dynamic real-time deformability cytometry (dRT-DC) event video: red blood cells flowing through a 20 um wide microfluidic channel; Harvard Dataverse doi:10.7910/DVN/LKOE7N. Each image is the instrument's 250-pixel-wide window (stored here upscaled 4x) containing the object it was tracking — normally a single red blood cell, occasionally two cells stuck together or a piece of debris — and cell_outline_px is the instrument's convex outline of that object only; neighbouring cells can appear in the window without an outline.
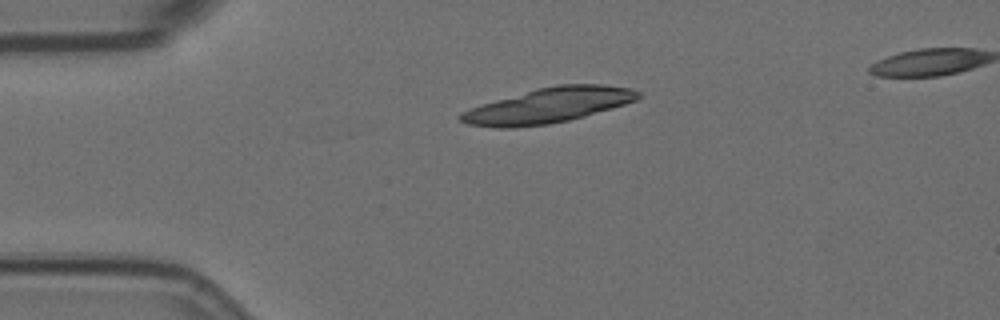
{"species": "Egyptian fruit bat (a non-hibernating species)", "species_latin": "Rousettus aegyptiacus", "temperature_condition": "room temperature", "stored_images_in_passage": 2, "segment_of_instrument_passage": [1, 2], "camera_frame_rate_fps": 3000, "um_per_image_px": 0.085, "animal": {"sex": "female"}, "frame": {"image": 1, "passage_image": 1, "time_ms": 0.0, "image_size_px": [1000, 320], "cell_outline_px": [[644, 96], [636, 100], [612, 108], [584, 116], [568, 120], [548, 124], [512, 128], [496, 128], [468, 124], [460, 120], [460, 112], [496, 100], [536, 88], [556, 84], [604, 84], [632, 88], [640, 92]], "centroid_in_image_um": [46.67, 8.95], "position_along_channel_um": 38.3, "area_um2": 36.13}}